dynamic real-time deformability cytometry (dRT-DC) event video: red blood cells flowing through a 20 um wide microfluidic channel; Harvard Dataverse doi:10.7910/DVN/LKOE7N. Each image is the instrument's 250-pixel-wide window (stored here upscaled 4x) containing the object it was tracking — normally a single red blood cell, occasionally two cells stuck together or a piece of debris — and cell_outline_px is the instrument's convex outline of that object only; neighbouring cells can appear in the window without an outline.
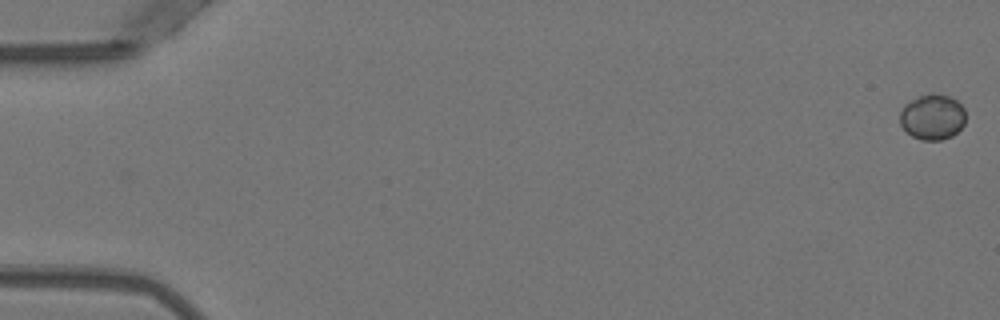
{"species": "Egyptian fruit bat (a non-hibernating species)", "species_latin": "Rousettus aegyptiacus", "temperature_condition": "warm", "stored_images_in_passage": 52, "camera_frame_rate_fps": 3000, "um_per_image_px": 0.085, "animal": {"sex": "female"}, "frame": {"image": 1, "passage_image": 1, "time_ms": 0.0, "image_size_px": [1000, 320], "cell_outline_px": [[964, 124], [952, 136], [940, 140], [920, 140], [912, 136], [900, 124], [900, 112], [904, 104], [920, 96], [932, 92], [948, 96], [956, 100], [964, 108]], "centroid_in_image_um": [79.24, 9.94], "position_along_channel_um": 5.8, "area_um2": 17.34}}
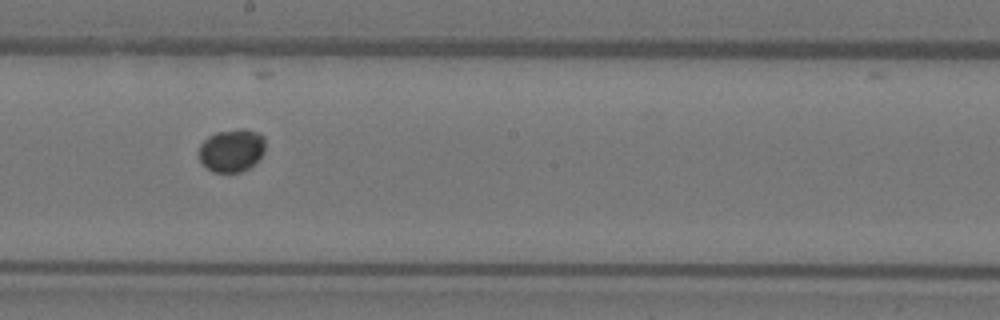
{"frame": {"image": 2, "passage_image": 30, "time_ms": 9.667, "image_size_px": [1000, 320], "cell_outline_px": [[264, 152], [248, 168], [240, 172], [212, 172], [200, 160], [200, 144], [208, 136], [216, 132], [240, 128], [244, 128], [260, 132], [264, 136]], "centroid_in_image_um": [19.7, 12.75], "position_along_channel_um": 228.5, "area_um2": 16.53}}
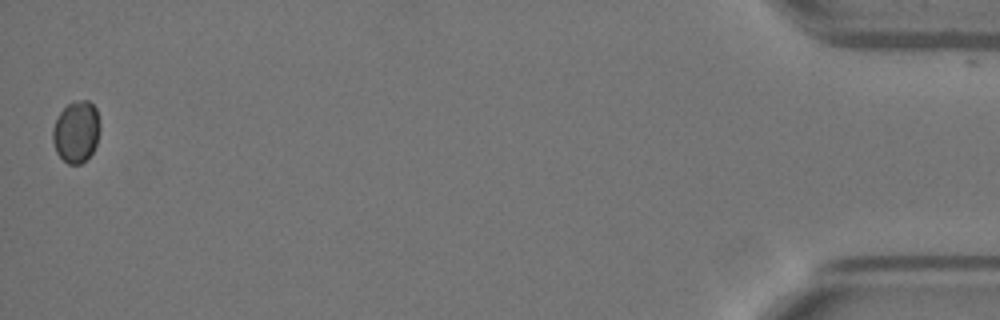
{"frame": {"image": 3, "passage_image": 52, "time_ms": 17.0, "image_size_px": [1000, 320], "cell_outline_px": [[100, 128], [96, 144], [92, 152], [80, 164], [68, 164], [56, 152], [52, 140], [52, 128], [60, 112], [68, 104], [80, 100], [88, 100], [96, 108], [100, 124]], "centroid_in_image_um": [6.48, 11.19], "position_along_channel_um": 428.7, "area_um2": 16.88}}